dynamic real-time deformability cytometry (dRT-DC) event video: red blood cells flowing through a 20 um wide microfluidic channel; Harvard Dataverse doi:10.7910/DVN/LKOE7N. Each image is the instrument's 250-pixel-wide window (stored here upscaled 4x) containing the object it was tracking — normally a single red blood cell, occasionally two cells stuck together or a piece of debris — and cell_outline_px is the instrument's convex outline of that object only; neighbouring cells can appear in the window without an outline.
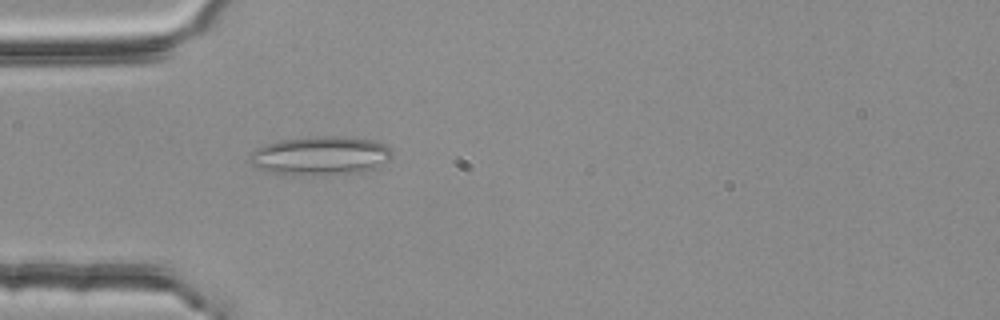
{"species": "common noctule bat (a hibernating species)", "species_latin": "Nyctalus noctula", "temperature_condition": "room temperature", "stored_images_in_passage": 3, "camera_frame_rate_fps": 3000, "um_per_image_px": 0.085, "animal": {"sex": "female", "body_mass_g": 25.1}, "frame": {"image": 1, "passage_image": 3, "time_ms": 0.667, "image_size_px": [1000, 320], "cell_outline_px": [[392, 152], [388, 160], [364, 172], [344, 176], [312, 176], [272, 172], [256, 168], [248, 160], [248, 156], [256, 148], [264, 144], [280, 140], [312, 136], [344, 136], [372, 140], [384, 144]], "centroid_in_image_um": [27.21, 13.25], "position_along_channel_um": 57.8, "area_um2": 32.77}}